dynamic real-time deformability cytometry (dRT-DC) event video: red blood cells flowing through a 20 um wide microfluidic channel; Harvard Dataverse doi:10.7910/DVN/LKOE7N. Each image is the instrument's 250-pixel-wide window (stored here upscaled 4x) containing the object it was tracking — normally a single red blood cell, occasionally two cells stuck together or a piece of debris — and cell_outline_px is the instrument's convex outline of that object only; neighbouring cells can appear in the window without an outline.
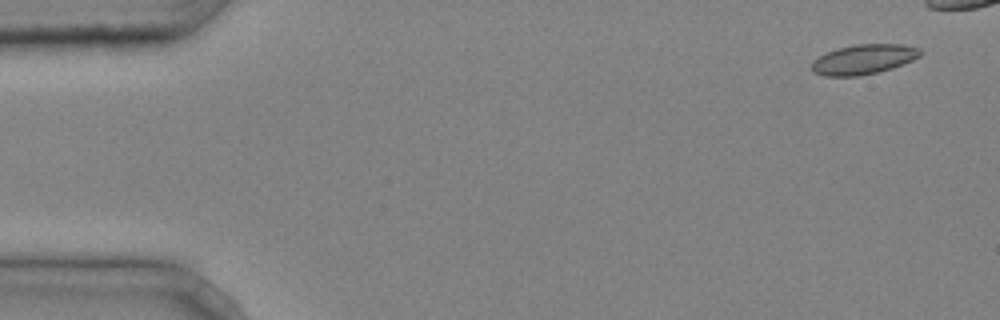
{"species": "common noctule bat (a hibernating species)", "species_latin": "Nyctalus noctula", "temperature_condition": "cold", "stored_images_in_passage": 3, "camera_frame_rate_fps": 3000, "um_per_image_px": 0.085, "animal": {"sex": "male", "body_mass_g": 20.4}, "frame": {"image": 1, "passage_image": 3, "time_ms": 0.667, "image_size_px": [1000, 320], "cell_outline_px": [[920, 56], [912, 60], [892, 68], [876, 72], [856, 76], [824, 76], [812, 72], [812, 60], [836, 48], [856, 44], [904, 44], [920, 48]], "centroid_in_image_um": [73.39, 5.04], "position_along_channel_um": 11.6, "area_um2": 18.79}}